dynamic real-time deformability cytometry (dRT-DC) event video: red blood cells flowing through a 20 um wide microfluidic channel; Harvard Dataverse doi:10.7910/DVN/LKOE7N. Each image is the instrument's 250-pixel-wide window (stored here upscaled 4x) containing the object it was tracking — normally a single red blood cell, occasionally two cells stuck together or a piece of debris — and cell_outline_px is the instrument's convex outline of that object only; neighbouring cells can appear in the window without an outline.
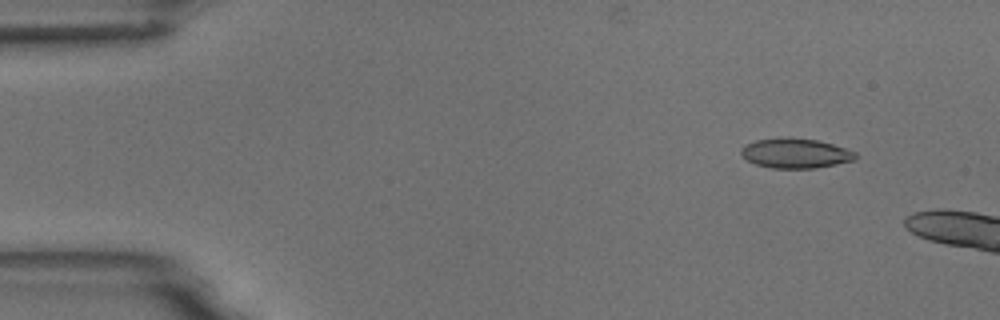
{"species": "common noctule bat (a hibernating species)", "species_latin": "Nyctalus noctula", "temperature_condition": "room temperature", "stored_images_in_passage": 3, "camera_frame_rate_fps": 3000, "um_per_image_px": 0.085, "animal": {"sex": "male", "body_mass_g": 18.8}, "frame": {"image": 1, "passage_image": 1, "time_ms": 0.0, "image_size_px": [1000, 320], "cell_outline_px": [[856, 160], [816, 168], [772, 168], [756, 164], [748, 160], [740, 152], [740, 148], [744, 144], [756, 140], [780, 136], [816, 140], [832, 144], [856, 152]], "centroid_in_image_um": [67.59, 13.01], "position_along_channel_um": 17.4, "area_um2": 19.94}}